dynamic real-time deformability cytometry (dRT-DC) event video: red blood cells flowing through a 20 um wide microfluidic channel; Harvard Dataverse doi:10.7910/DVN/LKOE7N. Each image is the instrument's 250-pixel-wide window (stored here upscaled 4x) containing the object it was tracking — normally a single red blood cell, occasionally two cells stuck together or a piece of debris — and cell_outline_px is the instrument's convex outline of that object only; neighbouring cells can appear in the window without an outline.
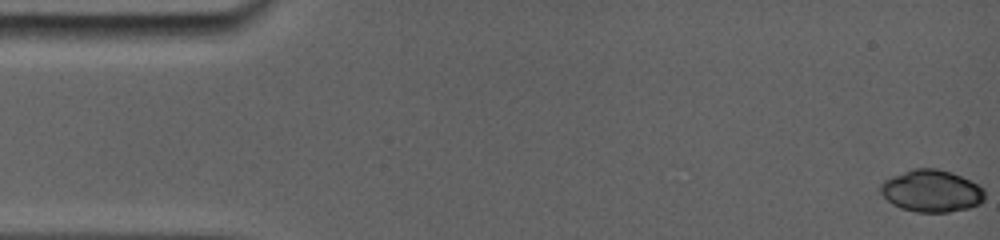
{"species": "common noctule bat (a hibernating species)", "species_latin": "Nyctalus noctula", "temperature_condition": "room temperature", "stored_images_in_passage": 27, "camera_frame_rate_fps": 5000, "um_per_image_px": 0.085, "animal": {"sex": "female", "body_mass_g": 19.0, "forearm_length_mm": 56.7}, "frame": {"image": 1, "passage_image": 1, "time_ms": 0.0, "image_size_px": [1000, 240], "cell_outline_px": [[984, 200], [980, 204], [968, 208], [948, 212], [916, 212], [900, 208], [892, 204], [880, 192], [880, 188], [888, 180], [896, 176], [916, 168], [932, 168], [948, 172], [960, 176], [976, 184], [984, 192]], "centroid_in_image_um": [79.2, 16.27], "position_along_channel_um": 5.8, "area_um2": 24.8}}
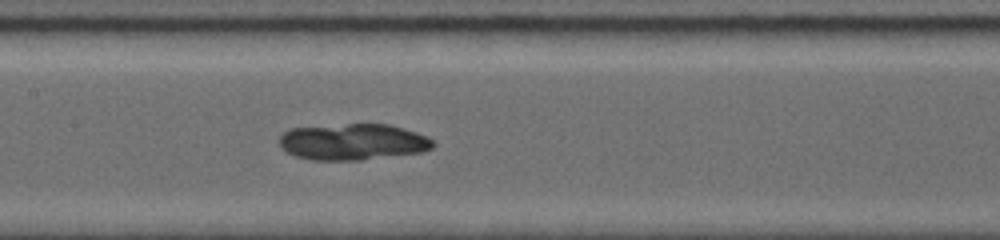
{"frame": {"image": 2, "passage_image": 14, "time_ms": 7.8, "image_size_px": [1000, 240], "cell_outline_px": [[432, 148], [420, 152], [360, 160], [312, 160], [296, 156], [288, 152], [280, 144], [280, 136], [284, 132], [292, 128], [348, 124], [388, 124], [424, 136], [432, 140]], "centroid_in_image_um": [29.95, 12.06], "position_along_channel_um": 177.4, "area_um2": 31.85}}
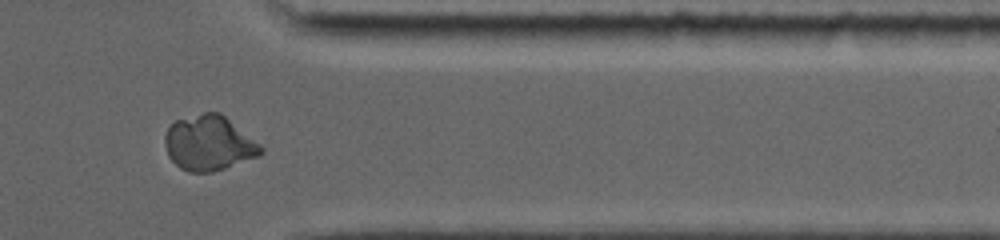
{"frame": {"image": 3, "passage_image": 24, "time_ms": 13.4, "image_size_px": [1000, 240], "cell_outline_px": [[264, 152], [260, 156], [212, 172], [188, 172], [180, 168], [168, 156], [164, 144], [164, 136], [168, 128], [176, 120], [204, 112], [220, 112], [260, 144], [264, 148]], "centroid_in_image_um": [17.76, 12.17], "position_along_channel_um": 393.6, "area_um2": 30.75}}